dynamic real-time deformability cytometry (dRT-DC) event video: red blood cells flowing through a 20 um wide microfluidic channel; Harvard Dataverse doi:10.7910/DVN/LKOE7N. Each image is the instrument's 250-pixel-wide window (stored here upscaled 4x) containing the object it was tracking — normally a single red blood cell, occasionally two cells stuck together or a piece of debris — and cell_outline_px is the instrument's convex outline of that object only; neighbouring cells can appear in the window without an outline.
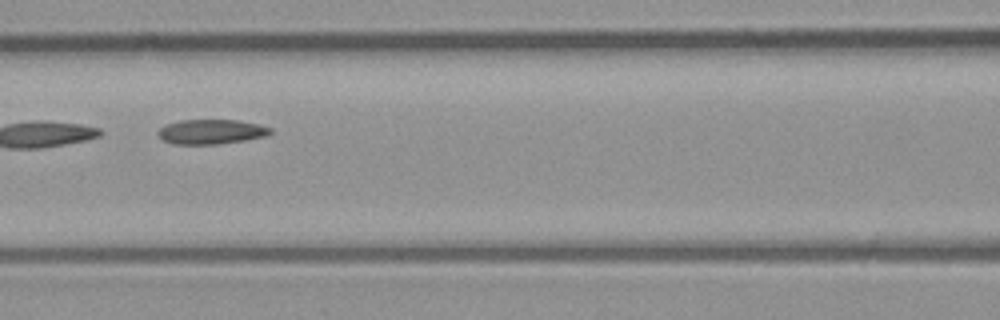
{"species": "common noctule bat (a hibernating species)", "species_latin": "Nyctalus noctula", "temperature_condition": "room temperature", "stored_images_in_passage": 8, "camera_frame_rate_fps": 3000, "um_per_image_px": 0.085, "animal": {"sex": "male", "body_mass_g": 23.1, "forearm_length_mm": 52.7}, "frame": {"image": 1, "passage_image": 5, "time_ms": 1.333, "image_size_px": [1000, 320], "cell_outline_px": [[272, 132], [264, 136], [244, 140], [216, 144], [172, 144], [164, 140], [156, 132], [160, 128], [168, 124], [180, 120], [240, 120], [260, 124], [272, 128]], "centroid_in_image_um": [17.97, 11.19], "position_along_channel_um": 148.6, "area_um2": 16.07}}
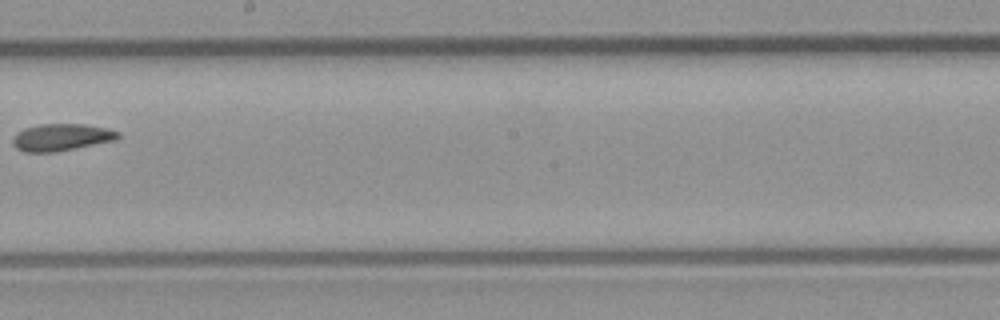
{"frame": {"image": 2, "passage_image": 7, "time_ms": 2.0, "image_size_px": [1000, 320], "cell_outline_px": [[120, 136], [116, 140], [56, 152], [24, 152], [16, 148], [12, 144], [12, 140], [16, 132], [24, 128], [40, 124], [84, 124], [108, 128], [120, 132]], "centroid_in_image_um": [5.21, 11.67], "position_along_channel_um": 243.0, "area_um2": 16.76}}
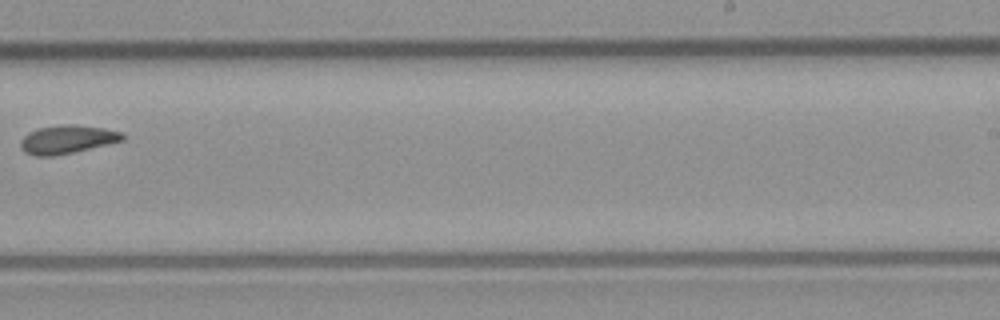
{"frame": {"image": 3, "passage_image": 8, "time_ms": 2.333, "image_size_px": [1000, 320], "cell_outline_px": [[124, 140], [108, 144], [72, 152], [52, 156], [36, 156], [24, 152], [20, 148], [20, 140], [28, 132], [36, 128], [60, 124], [72, 124], [104, 128], [120, 132], [124, 136]], "centroid_in_image_um": [5.65, 11.84], "position_along_channel_um": 283.3, "area_um2": 16.88}}